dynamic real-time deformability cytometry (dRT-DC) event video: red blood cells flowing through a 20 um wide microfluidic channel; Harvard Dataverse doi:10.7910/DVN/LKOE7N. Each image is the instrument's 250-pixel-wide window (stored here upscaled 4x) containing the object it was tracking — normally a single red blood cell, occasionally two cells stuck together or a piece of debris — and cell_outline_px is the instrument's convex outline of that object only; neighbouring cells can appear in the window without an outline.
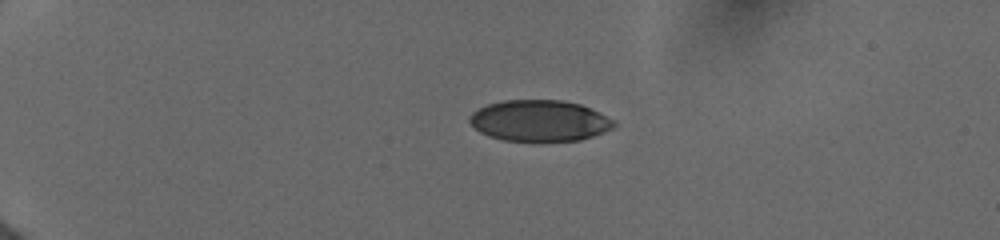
{"species": "human", "species_latin": "Homo sapiens", "temperature_condition": "cold", "stored_images_in_passage": 8, "camera_frame_rate_fps": 3000, "um_per_image_px": 0.085, "donor": {"sex": "female"}, "frame": {"image": 1, "passage_image": 5, "time_ms": 4.333, "image_size_px": [1000, 240], "cell_outline_px": [[616, 128], [580, 140], [504, 140], [488, 136], [480, 132], [468, 120], [468, 116], [472, 112], [488, 104], [504, 100], [560, 100], [580, 104], [616, 120]], "centroid_in_image_um": [45.88, 10.25], "position_along_channel_um": 39.1, "area_um2": 34.45}}
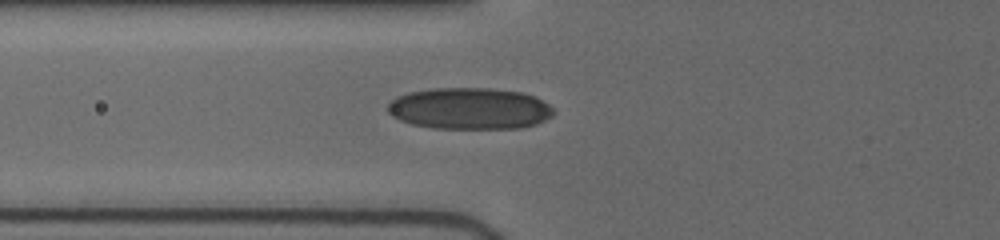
{"frame": {"image": 2, "passage_image": 8, "time_ms": 7.333, "image_size_px": [1000, 240], "cell_outline_px": [[552, 116], [536, 124], [524, 128], [432, 128], [412, 124], [400, 120], [392, 116], [384, 108], [396, 96], [408, 92], [432, 88], [492, 88], [524, 92], [536, 96], [548, 104], [552, 108]], "centroid_in_image_um": [39.89, 9.21], "position_along_channel_um": 85.9, "area_um2": 40.52}}